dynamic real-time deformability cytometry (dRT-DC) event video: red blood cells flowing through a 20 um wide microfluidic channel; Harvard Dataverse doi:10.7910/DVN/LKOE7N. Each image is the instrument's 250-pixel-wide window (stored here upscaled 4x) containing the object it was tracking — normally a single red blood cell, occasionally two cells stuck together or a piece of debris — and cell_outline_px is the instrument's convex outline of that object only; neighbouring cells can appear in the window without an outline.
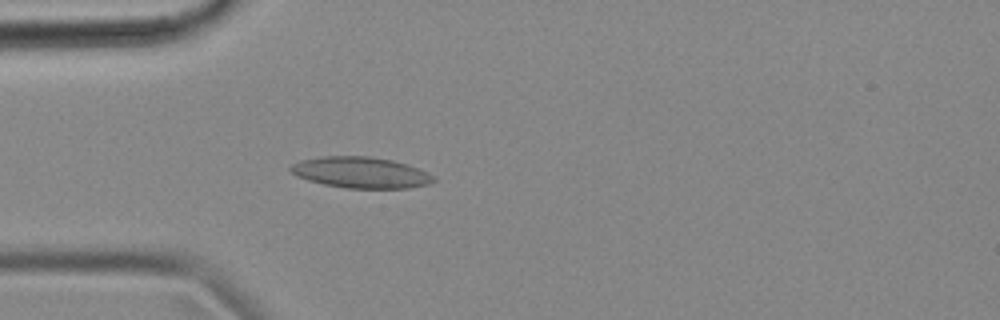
{"species": "common noctule bat (a hibernating species)", "species_latin": "Nyctalus noctula", "temperature_condition": "cold", "stored_images_in_passage": 53, "camera_frame_rate_fps": 3000, "um_per_image_px": 0.085, "animal": {"sex": "female", "body_mass_g": 18.4}, "frame": {"image": 1, "passage_image": 13, "time_ms": 4.0, "image_size_px": [1000, 320], "cell_outline_px": [[436, 180], [428, 184], [408, 188], [344, 188], [324, 184], [308, 180], [296, 176], [288, 168], [292, 164], [300, 160], [324, 156], [368, 156], [392, 160], [416, 168], [436, 176]], "centroid_in_image_um": [30.64, 14.66], "position_along_channel_um": 54.4, "area_um2": 25.78}}
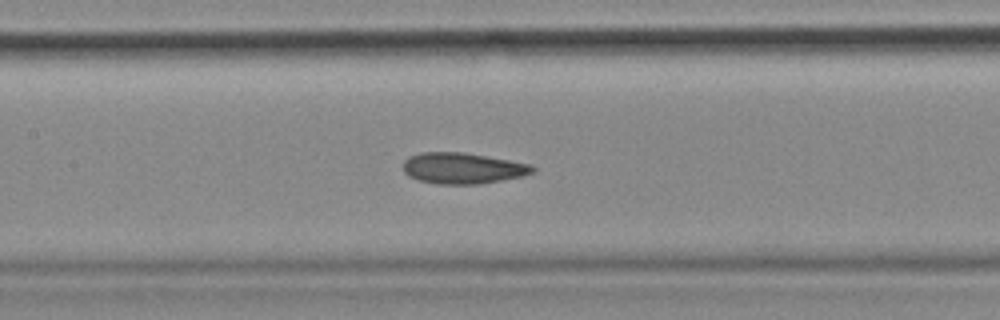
{"frame": {"image": 2, "passage_image": 23, "time_ms": 7.333, "image_size_px": [1000, 320], "cell_outline_px": [[536, 168], [532, 172], [520, 176], [480, 184], [436, 184], [420, 180], [408, 176], [404, 172], [404, 160], [408, 156], [424, 152], [460, 152], [532, 164]], "centroid_in_image_um": [39.29, 14.3], "position_along_channel_um": 168.1, "area_um2": 23.12}}
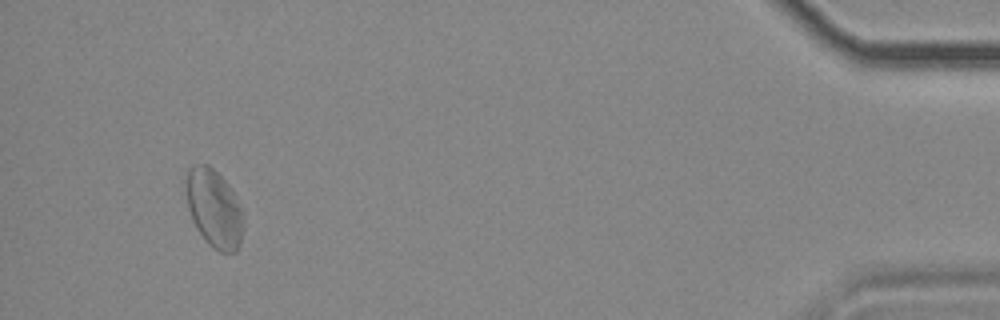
{"frame": {"image": 3, "passage_image": 50, "time_ms": 16.333, "image_size_px": [1000, 320], "cell_outline_px": [[244, 216], [240, 244], [236, 252], [220, 252], [212, 248], [204, 240], [192, 220], [188, 208], [184, 188], [188, 168], [196, 164], [208, 164], [224, 180], [232, 192]], "centroid_in_image_um": [18.16, 17.73], "position_along_channel_um": 417.0, "area_um2": 26.07}, "authors_computed_cell_mechanics": {"area_um2": 24.276, "velocity_mm_per_s": 3.5817, "shape_relaxation_time_tau1_ms": null, "shape_relaxation_time_tau2_ms": 2.7615, "deformation_change_tau1": null, "deformation_change_tau2": 0.0938}}